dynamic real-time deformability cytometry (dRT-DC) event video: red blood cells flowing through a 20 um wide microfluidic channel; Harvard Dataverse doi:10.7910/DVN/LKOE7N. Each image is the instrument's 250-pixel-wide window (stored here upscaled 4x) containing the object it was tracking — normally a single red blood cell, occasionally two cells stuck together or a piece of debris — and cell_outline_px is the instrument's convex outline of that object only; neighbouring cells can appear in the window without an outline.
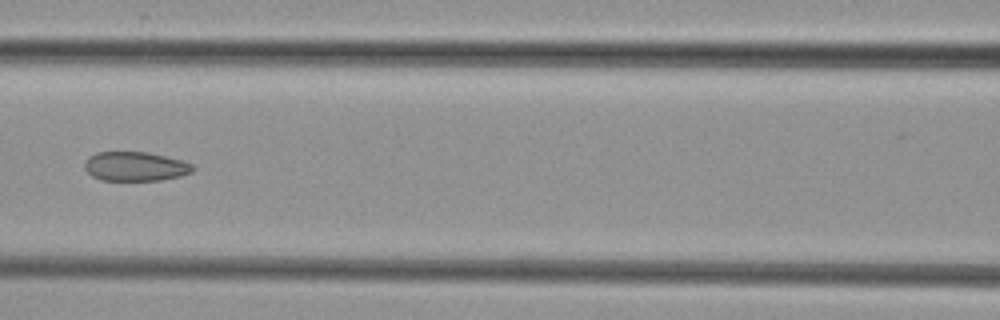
{"species": "common noctule bat (a hibernating species)", "species_latin": "Nyctalus noctula", "temperature_condition": "cold", "stored_images_in_passage": 7, "camera_frame_rate_fps": 3000, "um_per_image_px": 0.085, "animal": {"sex": "female", "body_mass_g": 29.2, "forearm_length_mm": 56.3}, "frame": {"image": 1, "passage_image": 6, "time_ms": 7.333, "image_size_px": [1000, 320], "cell_outline_px": [[196, 168], [192, 172], [180, 176], [160, 180], [100, 180], [92, 176], [84, 168], [84, 160], [88, 156], [96, 152], [148, 152], [180, 160], [192, 164]], "centroid_in_image_um": [11.47, 14.14], "position_along_channel_um": 155.1, "area_um2": 18.5}}
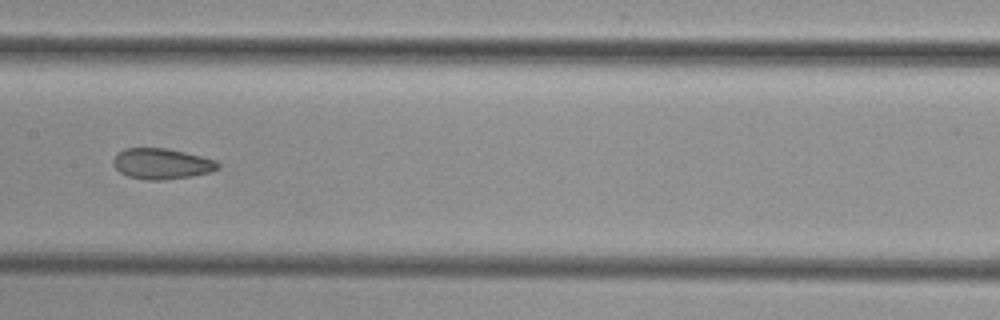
{"frame": {"image": 2, "passage_image": 7, "time_ms": 8.333, "image_size_px": [1000, 320], "cell_outline_px": [[220, 168], [212, 172], [192, 176], [164, 180], [148, 180], [128, 176], [120, 172], [112, 164], [112, 160], [124, 148], [168, 148], [216, 160], [220, 164]], "centroid_in_image_um": [13.77, 13.92], "position_along_channel_um": 193.6, "area_um2": 18.79}}